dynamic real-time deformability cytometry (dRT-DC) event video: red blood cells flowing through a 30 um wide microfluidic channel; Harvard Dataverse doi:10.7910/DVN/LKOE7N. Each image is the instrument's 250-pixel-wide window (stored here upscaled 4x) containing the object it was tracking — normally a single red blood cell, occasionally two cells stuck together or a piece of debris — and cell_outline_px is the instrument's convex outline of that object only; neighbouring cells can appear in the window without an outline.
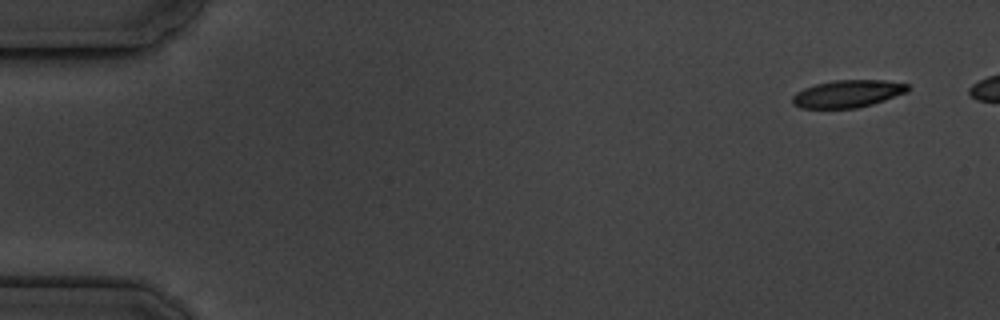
{"species": "common noctule bat (a hibernating species)", "species_latin": "Nyctalus noctula", "temperature_condition": "cold", "stored_images_in_passage": 3, "camera_frame_rate_fps": 3000, "um_per_image_px": 0.085, "animal": {"sex": "male", "body_mass_g": 19.5, "forearm_length_mm": 54.6}, "frame": {"image": 1, "passage_image": 1, "time_ms": 0.0, "image_size_px": [1000, 320], "cell_outline_px": [[908, 92], [872, 104], [856, 108], [800, 108], [792, 104], [792, 96], [796, 92], [804, 88], [816, 84], [832, 80], [884, 80], [908, 84]], "centroid_in_image_um": [72.03, 7.97], "position_along_channel_um": 13.0, "area_um2": 18.44}}